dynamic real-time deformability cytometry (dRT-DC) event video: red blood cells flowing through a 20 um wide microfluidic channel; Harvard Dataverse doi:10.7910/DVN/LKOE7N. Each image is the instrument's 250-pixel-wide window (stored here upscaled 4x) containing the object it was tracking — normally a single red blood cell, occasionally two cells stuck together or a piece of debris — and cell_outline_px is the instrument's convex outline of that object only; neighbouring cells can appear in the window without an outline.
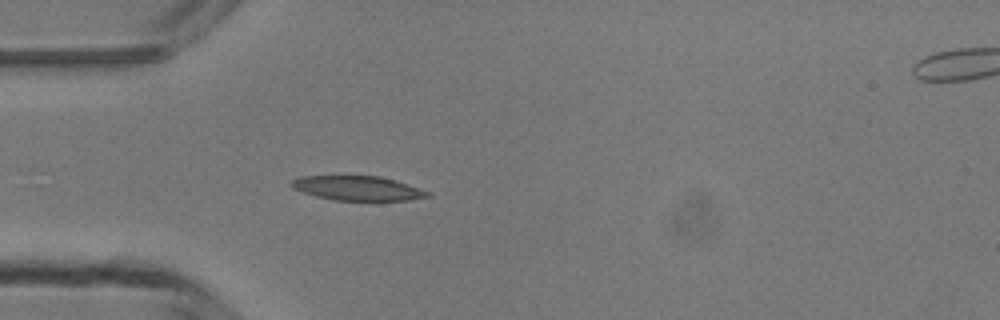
{"species": "common noctule bat (a hibernating species)", "species_latin": "Nyctalus noctula", "temperature_condition": "room temperature", "stored_images_in_passage": 5, "camera_frame_rate_fps": 3000, "um_per_image_px": 0.085, "animal": {"sex": "male", "body_mass_g": 13.3}, "frame": {"image": 1, "passage_image": 4, "time_ms": 3.333, "image_size_px": [1000, 320], "cell_outline_px": [[432, 196], [408, 200], [336, 200], [316, 196], [292, 188], [288, 184], [292, 180], [300, 176], [380, 176], [396, 180], [432, 192]], "centroid_in_image_um": [30.43, 15.99], "position_along_channel_um": 54.6, "area_um2": 19.42}}